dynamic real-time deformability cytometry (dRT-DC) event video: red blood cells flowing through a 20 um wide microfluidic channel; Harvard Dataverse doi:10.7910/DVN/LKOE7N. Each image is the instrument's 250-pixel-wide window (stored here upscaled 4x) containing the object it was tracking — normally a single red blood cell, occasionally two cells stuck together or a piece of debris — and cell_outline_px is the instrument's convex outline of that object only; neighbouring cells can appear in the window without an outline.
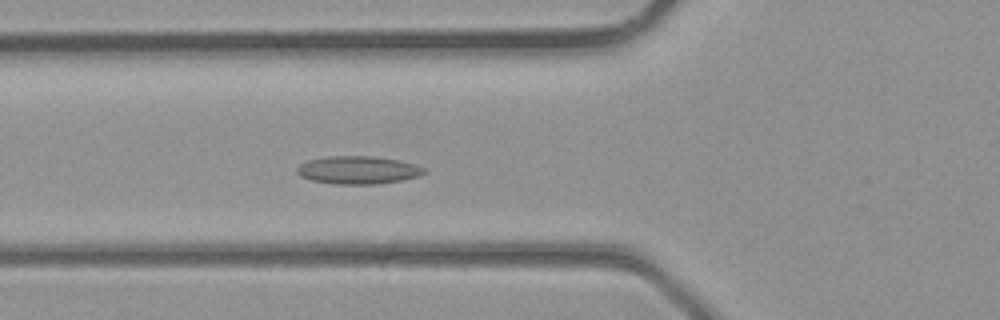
{"species": "common noctule bat (a hibernating species)", "species_latin": "Nyctalus noctula", "temperature_condition": "room temperature", "stored_images_in_passage": 26, "camera_frame_rate_fps": 3000, "um_per_image_px": 0.085, "animal": {"sex": "male", "body_mass_g": 23.1, "forearm_length_mm": 52.7}, "frame": {"image": 1, "passage_image": 5, "time_ms": 1.333, "image_size_px": [1000, 320], "cell_outline_px": [[428, 172], [420, 176], [400, 180], [376, 184], [332, 184], [312, 180], [300, 176], [296, 172], [296, 168], [300, 164], [308, 160], [328, 156], [376, 156], [400, 160], [416, 164], [424, 168]], "centroid_in_image_um": [30.45, 14.45], "position_along_channel_um": 95.3, "area_um2": 20.87}}
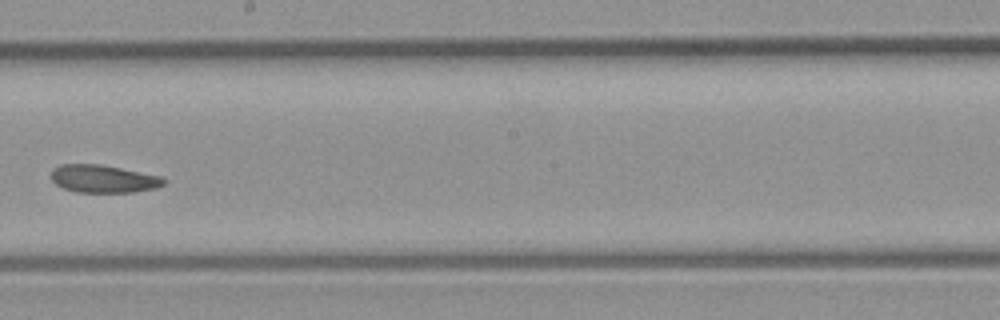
{"frame": {"image": 2, "passage_image": 13, "time_ms": 4.0, "image_size_px": [1000, 320], "cell_outline_px": [[168, 180], [164, 184], [156, 188], [132, 192], [76, 192], [64, 188], [56, 184], [52, 180], [52, 168], [60, 164], [100, 164], [160, 176]], "centroid_in_image_um": [8.78, 15.19], "position_along_channel_um": 239.4, "area_um2": 18.15}}
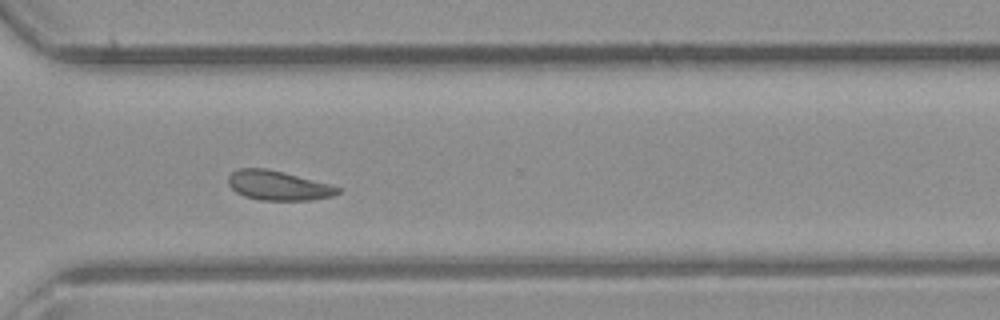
{"frame": {"image": 3, "passage_image": 19, "time_ms": 6.0, "image_size_px": [1000, 320], "cell_outline_px": [[344, 188], [340, 192], [332, 196], [308, 200], [260, 200], [244, 196], [236, 192], [228, 184], [228, 176], [232, 172], [240, 168], [264, 168], [284, 172], [332, 184]], "centroid_in_image_um": [23.68, 15.76], "position_along_channel_um": 346.9, "area_um2": 18.96}}